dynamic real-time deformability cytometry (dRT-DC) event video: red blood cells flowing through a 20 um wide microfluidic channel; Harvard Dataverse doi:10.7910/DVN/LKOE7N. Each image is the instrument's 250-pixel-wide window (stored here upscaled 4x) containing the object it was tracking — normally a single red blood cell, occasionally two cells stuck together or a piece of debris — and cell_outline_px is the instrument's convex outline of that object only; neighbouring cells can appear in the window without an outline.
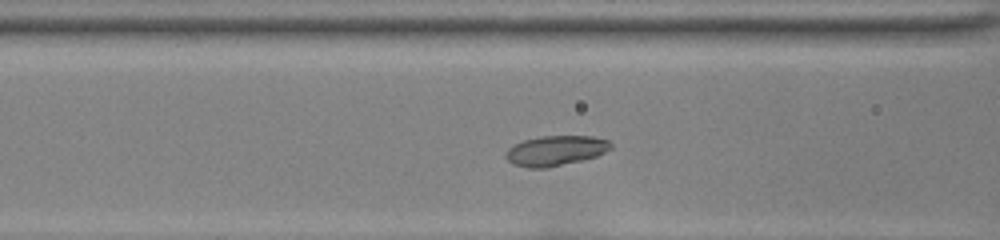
{"species": "common noctule bat (a hibernating species)", "species_latin": "Nyctalus noctula", "temperature_condition": "room temperature", "stored_images_in_passage": 39, "camera_frame_rate_fps": 3000, "um_per_image_px": 0.085, "animal": {"sex": "female", "body_mass_g": 22.0, "forearm_length_mm": 56.7}, "frame": {"image": 1, "passage_image": 9, "time_ms": 2.667, "image_size_px": [1000, 240], "cell_outline_px": [[612, 148], [596, 156], [548, 168], [528, 168], [512, 164], [504, 156], [504, 152], [512, 144], [524, 140], [540, 136], [592, 136], [608, 140], [612, 144]], "centroid_in_image_um": [47.17, 12.8], "position_along_channel_um": 119.4, "area_um2": 18.5}}
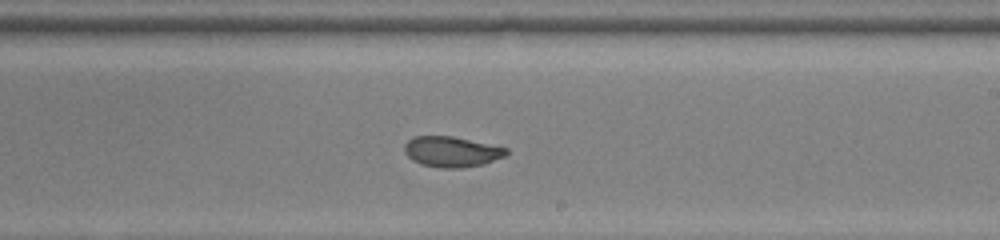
{"frame": {"image": 2, "passage_image": 19, "time_ms": 6.0, "image_size_px": [1000, 240], "cell_outline_px": [[508, 152], [504, 156], [484, 164], [460, 168], [440, 168], [420, 164], [412, 160], [404, 152], [404, 144], [412, 136], [452, 136], [508, 148]], "centroid_in_image_um": [38.36, 12.89], "position_along_channel_um": 250.6, "area_um2": 18.15}}
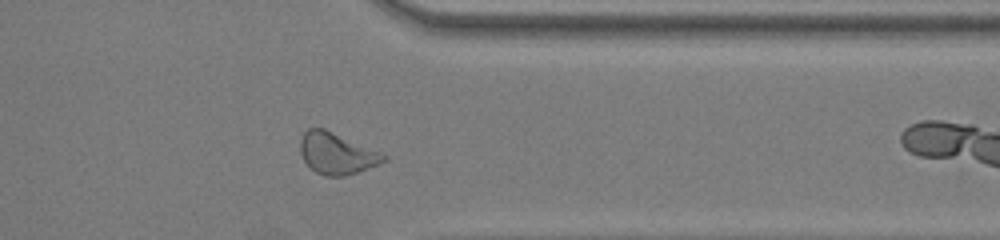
{"frame": {"image": 3, "passage_image": 29, "time_ms": 9.333, "image_size_px": [1000, 240], "cell_outline_px": [[388, 160], [356, 172], [344, 176], [324, 176], [316, 172], [304, 160], [300, 152], [300, 140], [304, 132], [308, 128], [324, 128], [380, 152], [388, 156]], "centroid_in_image_um": [28.6, 13.04], "position_along_channel_um": 382.8, "area_um2": 19.83}, "authors_computed_cell_mechanics": {"area_um2": 18.3226, "velocity_mm_per_s": 3.9568, "shape_relaxation_time_tau1_ms": 0.7371, "shape_relaxation_time_tau2_ms": 3.703, "deformation_change_tau1": 0.0628, "deformation_change_tau2": 0.0937}}